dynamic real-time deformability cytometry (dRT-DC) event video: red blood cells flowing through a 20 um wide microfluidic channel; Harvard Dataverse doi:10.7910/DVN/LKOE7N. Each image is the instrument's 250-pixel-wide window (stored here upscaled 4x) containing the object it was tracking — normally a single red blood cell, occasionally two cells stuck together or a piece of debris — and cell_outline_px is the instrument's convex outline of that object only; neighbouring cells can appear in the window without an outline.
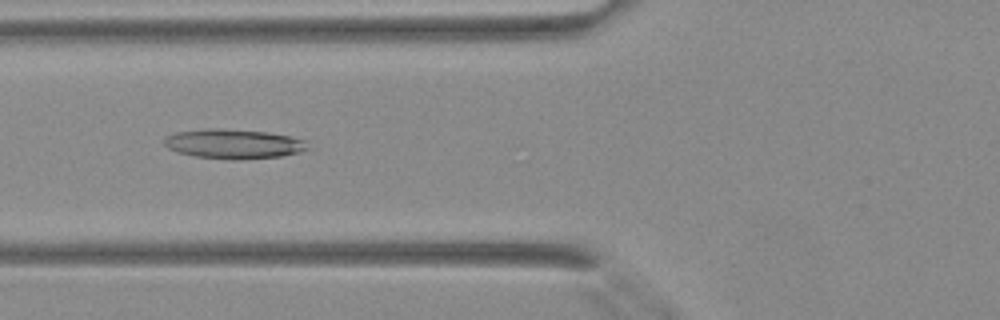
{"species": "Egyptian fruit bat (a non-hibernating species)", "species_latin": "Rousettus aegyptiacus", "temperature_condition": "warm", "stored_images_in_passage": 12, "camera_frame_rate_fps": 3000, "um_per_image_px": 0.085, "animal": {"sex": "female"}, "frame": {"image": 1, "passage_image": 3, "time_ms": 0.667, "image_size_px": [1000, 320], "cell_outline_px": [[312, 148], [300, 152], [280, 156], [236, 160], [232, 160], [196, 156], [176, 152], [168, 148], [164, 144], [164, 136], [176, 132], [204, 128], [220, 128], [264, 132], [292, 136], [308, 140]], "centroid_in_image_um": [19.89, 12.22], "position_along_channel_um": 105.9, "area_um2": 25.09}}
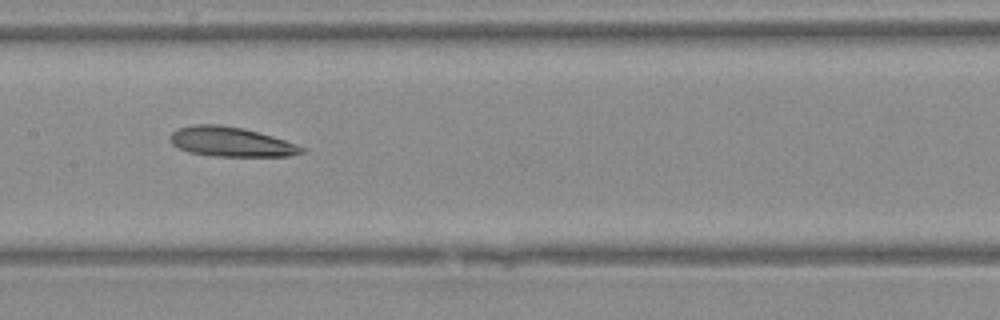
{"frame": {"image": 2, "passage_image": 8, "time_ms": 2.333, "image_size_px": [1000, 320], "cell_outline_px": [[308, 152], [288, 156], [216, 156], [188, 152], [172, 144], [172, 132], [180, 128], [192, 124], [220, 124], [240, 128], [272, 136], [308, 148]], "centroid_in_image_um": [19.69, 12.06], "position_along_channel_um": 187.7, "area_um2": 22.48}}
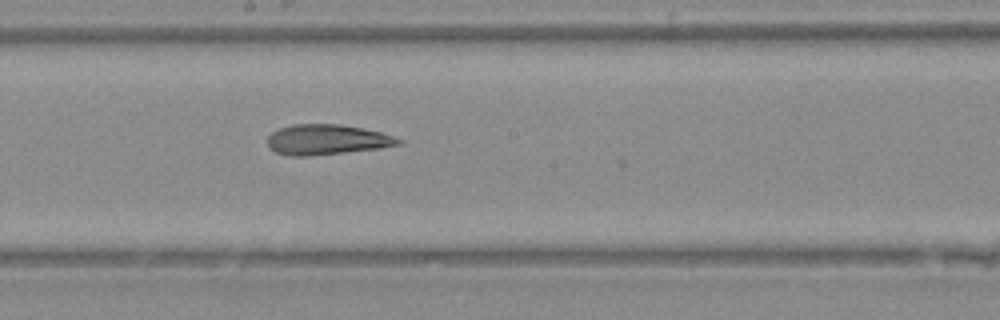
{"frame": {"image": 3, "passage_image": 10, "time_ms": 3.0, "image_size_px": [1000, 320], "cell_outline_px": [[404, 144], [380, 148], [308, 156], [288, 156], [276, 152], [268, 148], [268, 136], [272, 132], [280, 128], [292, 124], [340, 124], [364, 128], [380, 132], [404, 140]], "centroid_in_image_um": [27.79, 11.87], "position_along_channel_um": 220.4, "area_um2": 23.18}}